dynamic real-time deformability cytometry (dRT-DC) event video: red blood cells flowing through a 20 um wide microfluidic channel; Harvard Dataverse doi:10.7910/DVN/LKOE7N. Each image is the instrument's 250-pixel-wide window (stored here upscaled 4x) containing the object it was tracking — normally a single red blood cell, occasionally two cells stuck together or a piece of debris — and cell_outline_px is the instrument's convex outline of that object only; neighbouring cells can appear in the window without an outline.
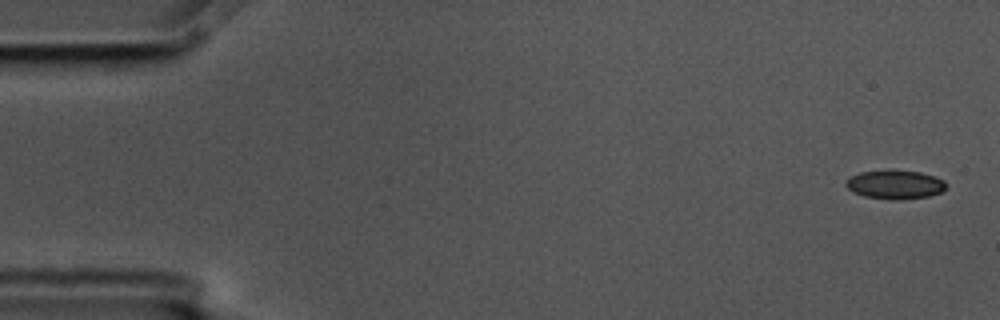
{"species": "common noctule bat (a hibernating species)", "species_latin": "Nyctalus noctula", "temperature_condition": "cold", "stored_images_in_passage": 5, "camera_frame_rate_fps": 3000, "um_per_image_px": 0.085, "animal": {"sex": "male", "body_mass_g": 17.5, "forearm_length_mm": 52.3}, "frame": {"image": 1, "passage_image": 1, "time_ms": 0.0, "image_size_px": [1000, 320], "cell_outline_px": [[944, 188], [940, 192], [928, 196], [900, 200], [892, 200], [864, 196], [848, 188], [844, 184], [844, 180], [848, 176], [860, 172], [920, 172], [936, 176], [944, 180]], "centroid_in_image_um": [76.04, 15.71], "position_along_channel_um": 9.0, "area_um2": 16.36}}
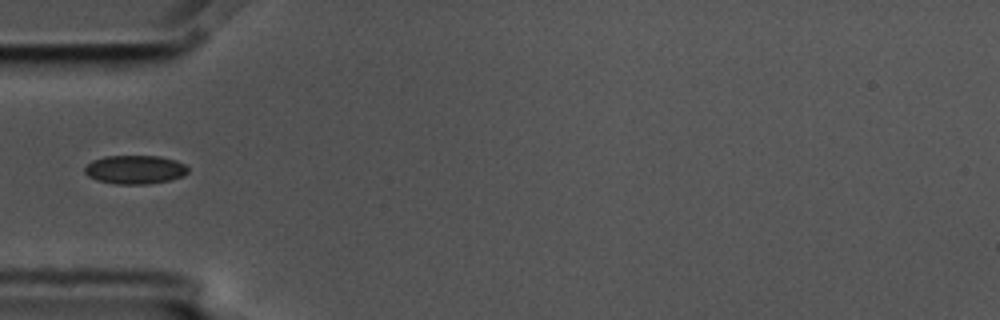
{"frame": {"image": 2, "passage_image": 5, "time_ms": 1.333, "image_size_px": [1000, 320], "cell_outline_px": [[188, 172], [184, 176], [168, 180], [148, 184], [116, 184], [96, 180], [88, 176], [84, 172], [84, 168], [92, 160], [104, 156], [160, 156], [176, 160], [184, 164], [188, 168]], "centroid_in_image_um": [11.47, 14.41], "position_along_channel_um": 73.5, "area_um2": 17.34}}